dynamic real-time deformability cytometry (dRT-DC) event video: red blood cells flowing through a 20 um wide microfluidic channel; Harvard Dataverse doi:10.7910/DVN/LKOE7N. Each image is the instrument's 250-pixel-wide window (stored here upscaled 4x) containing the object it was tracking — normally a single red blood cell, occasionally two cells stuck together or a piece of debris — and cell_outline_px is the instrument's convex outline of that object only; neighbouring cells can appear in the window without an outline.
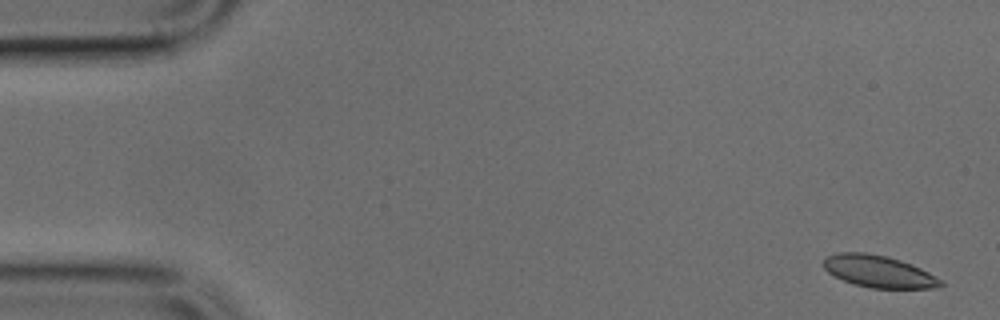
{"species": "common noctule bat (a hibernating species)", "species_latin": "Nyctalus noctula", "temperature_condition": "cold", "stored_images_in_passage": 5, "camera_frame_rate_fps": 3000, "um_per_image_px": 0.085, "animal": {"sex": "male", "body_mass_g": 17.9, "forearm_length_mm": 54.2}, "frame": {"image": 1, "passage_image": 1, "time_ms": 0.0, "image_size_px": [1000, 320], "cell_outline_px": [[944, 284], [940, 288], [872, 288], [856, 284], [844, 280], [828, 272], [824, 268], [824, 256], [836, 252], [864, 252], [888, 256], [912, 264], [944, 280]], "centroid_in_image_um": [74.72, 23.06], "position_along_channel_um": 10.3, "area_um2": 21.96}}
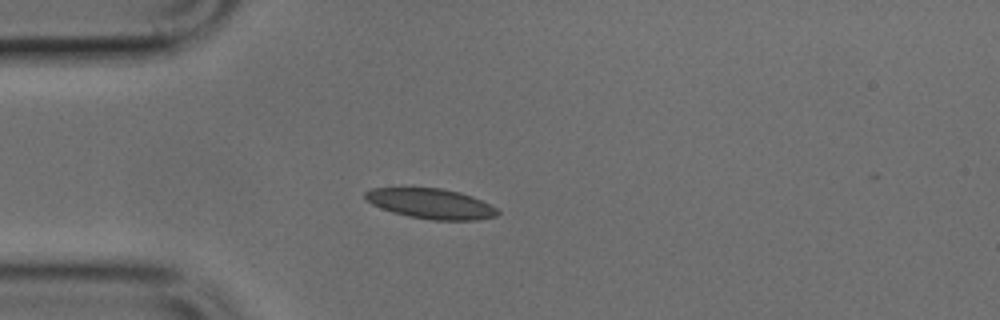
{"frame": {"image": 2, "passage_image": 4, "time_ms": 1.0, "image_size_px": [1000, 320], "cell_outline_px": [[500, 212], [496, 216], [476, 220], [432, 220], [408, 216], [392, 212], [380, 208], [372, 204], [364, 196], [364, 192], [372, 188], [440, 188], [460, 192], [472, 196], [496, 208]], "centroid_in_image_um": [36.61, 17.31], "position_along_channel_um": 48.4, "area_um2": 23.12}}